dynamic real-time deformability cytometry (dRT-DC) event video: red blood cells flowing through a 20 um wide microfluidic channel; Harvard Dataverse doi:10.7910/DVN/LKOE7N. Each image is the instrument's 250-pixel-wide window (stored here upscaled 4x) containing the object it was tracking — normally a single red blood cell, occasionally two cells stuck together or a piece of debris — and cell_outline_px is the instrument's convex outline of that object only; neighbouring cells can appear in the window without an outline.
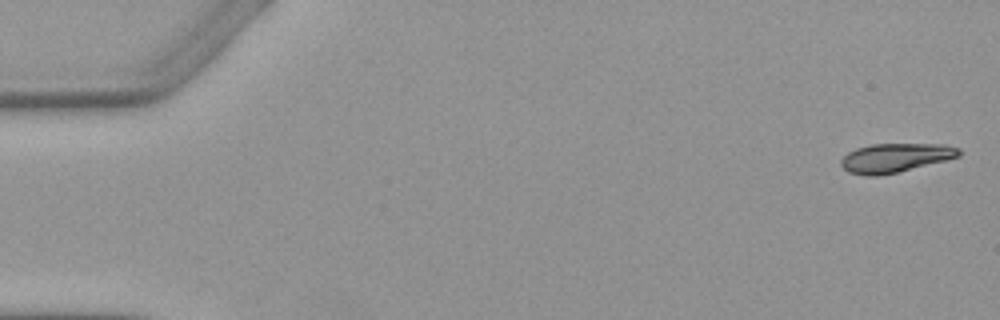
{"species": "Egyptian fruit bat (a non-hibernating species)", "species_latin": "Rousettus aegyptiacus", "temperature_condition": "warm", "stored_images_in_passage": 4, "camera_frame_rate_fps": 3000, "um_per_image_px": 0.085, "animal": {"sex": "female"}, "frame": {"image": 1, "passage_image": 1, "time_ms": 0.0, "image_size_px": [1000, 320], "cell_outline_px": [[960, 156], [896, 172], [876, 176], [868, 176], [848, 172], [840, 164], [840, 160], [848, 152], [856, 148], [872, 144], [944, 144], [960, 148]], "centroid_in_image_um": [76.07, 13.4], "position_along_channel_um": 8.9, "area_um2": 19.65}}